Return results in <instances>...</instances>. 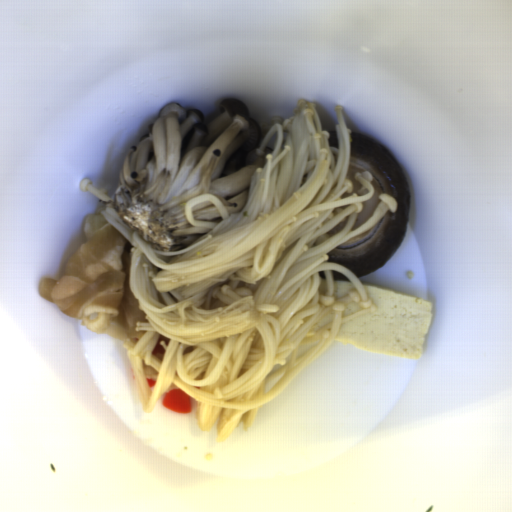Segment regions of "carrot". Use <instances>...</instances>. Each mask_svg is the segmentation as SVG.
Wrapping results in <instances>:
<instances>
[{
    "mask_svg": "<svg viewBox=\"0 0 512 512\" xmlns=\"http://www.w3.org/2000/svg\"><path fill=\"white\" fill-rule=\"evenodd\" d=\"M163 406L171 411L190 414L192 403L190 396L178 388L169 390L168 393L163 396Z\"/></svg>",
    "mask_w": 512,
    "mask_h": 512,
    "instance_id": "b8716197",
    "label": "carrot"
},
{
    "mask_svg": "<svg viewBox=\"0 0 512 512\" xmlns=\"http://www.w3.org/2000/svg\"><path fill=\"white\" fill-rule=\"evenodd\" d=\"M163 340L167 345L170 343V338H167L163 334L158 335L157 343L155 347L152 350V354L155 356L156 354H162L163 352H166L163 344H160V341Z\"/></svg>",
    "mask_w": 512,
    "mask_h": 512,
    "instance_id": "cead05ca",
    "label": "carrot"
},
{
    "mask_svg": "<svg viewBox=\"0 0 512 512\" xmlns=\"http://www.w3.org/2000/svg\"><path fill=\"white\" fill-rule=\"evenodd\" d=\"M157 381L153 380L152 378H147V384L151 387L154 386Z\"/></svg>",
    "mask_w": 512,
    "mask_h": 512,
    "instance_id": "1c9b5961",
    "label": "carrot"
}]
</instances>
